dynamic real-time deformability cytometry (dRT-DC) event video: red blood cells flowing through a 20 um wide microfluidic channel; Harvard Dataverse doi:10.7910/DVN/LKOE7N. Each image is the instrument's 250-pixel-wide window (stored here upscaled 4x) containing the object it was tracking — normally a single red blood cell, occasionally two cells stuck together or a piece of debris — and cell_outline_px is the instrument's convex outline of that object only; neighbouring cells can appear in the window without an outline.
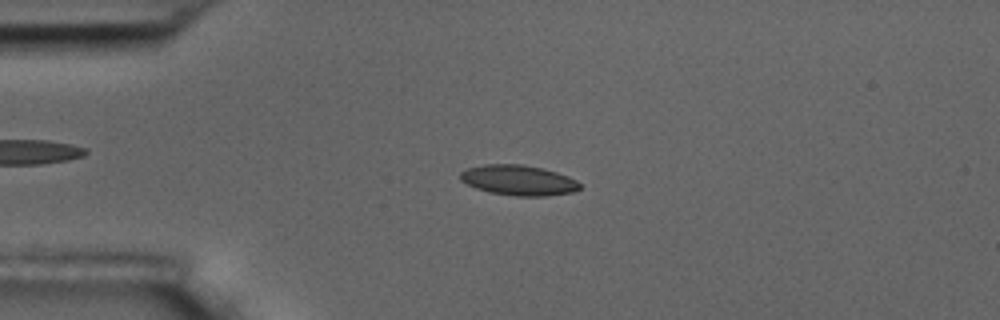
{"species": "common noctule bat (a hibernating species)", "species_latin": "Nyctalus noctula", "temperature_condition": "room temperature", "stored_images_in_passage": 56, "camera_frame_rate_fps": 3000, "um_per_image_px": 0.085, "animal": {"sex": "male", "body_mass_g": 17.5, "forearm_length_mm": 52.3}, "frame": {"image": 1, "passage_image": 13, "time_ms": 4.0, "image_size_px": [1000, 320], "cell_outline_px": [[580, 188], [572, 192], [544, 196], [516, 196], [492, 192], [476, 188], [460, 180], [460, 172], [468, 168], [484, 164], [524, 164], [544, 168], [568, 176], [576, 180], [580, 184]], "centroid_in_image_um": [44.08, 15.3], "position_along_channel_um": 40.9, "area_um2": 20.98}}
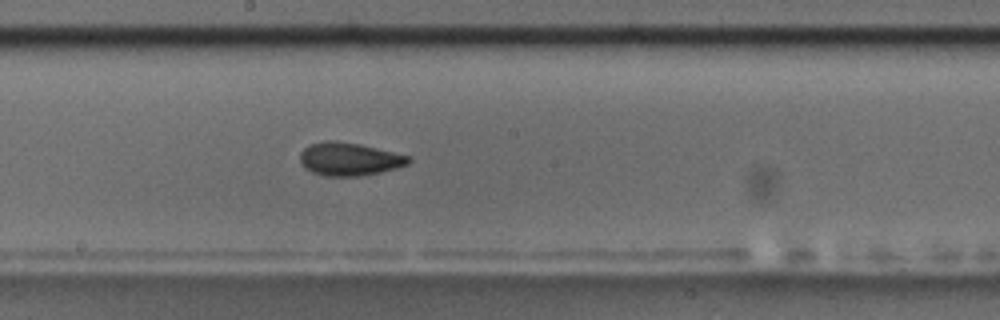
{"frame": {"image": 2, "passage_image": 30, "time_ms": 9.667, "image_size_px": [1000, 320], "cell_outline_px": [[412, 160], [408, 164], [396, 168], [380, 172], [360, 176], [324, 176], [312, 172], [304, 168], [300, 164], [300, 152], [308, 144], [324, 140], [336, 140], [360, 144], [408, 156]], "centroid_in_image_um": [29.63, 13.52], "position_along_channel_um": 218.6, "area_um2": 21.04}}
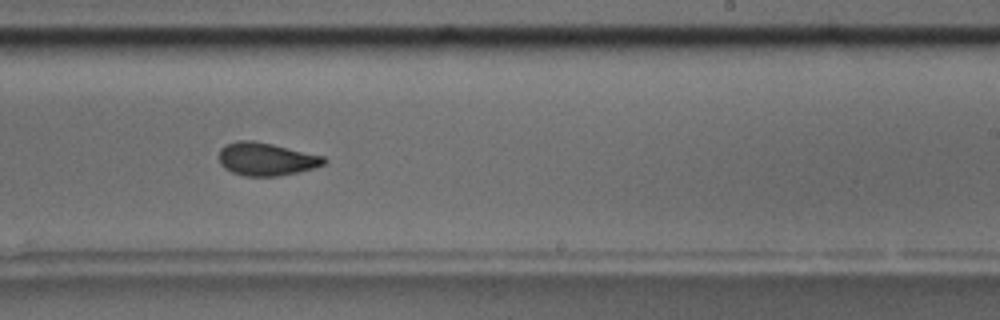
{"frame": {"image": 3, "passage_image": 34, "time_ms": 11.0, "image_size_px": [1000, 320], "cell_outline_px": [[328, 160], [324, 164], [312, 168], [296, 172], [276, 176], [244, 176], [232, 172], [224, 168], [220, 164], [220, 148], [224, 144], [236, 140], [252, 140], [272, 144], [324, 156]], "centroid_in_image_um": [22.59, 13.51], "position_along_channel_um": 266.4, "area_um2": 20.11}, "authors_computed_cell_mechanics": {"area_um2": 20.3456, "velocity_mm_per_s": 3.5963, "shape_relaxation_time_tau1_ms": 6.7664, "shape_relaxation_time_tau2_ms": 1.9024, "deformation_change_tau1": 0.1712, "deformation_change_tau2": 0.0588}}